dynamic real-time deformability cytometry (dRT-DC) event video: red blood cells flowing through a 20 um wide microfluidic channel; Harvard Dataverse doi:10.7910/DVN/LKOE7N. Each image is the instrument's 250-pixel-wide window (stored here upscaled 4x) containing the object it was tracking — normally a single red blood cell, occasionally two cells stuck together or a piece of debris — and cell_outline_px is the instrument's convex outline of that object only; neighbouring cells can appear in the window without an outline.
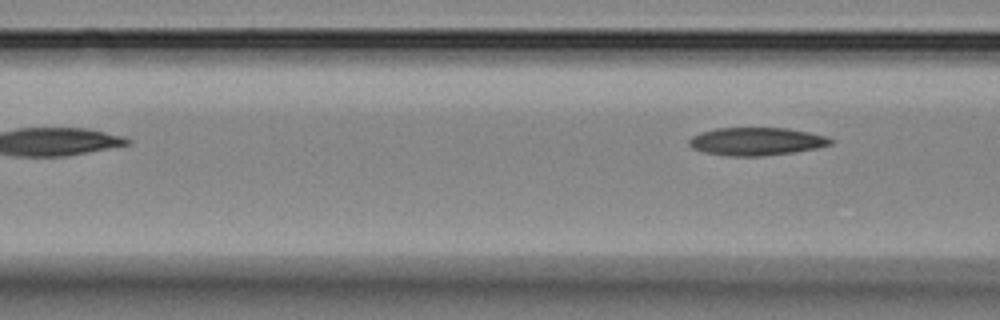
{"species": "Egyptian fruit bat (a non-hibernating species)", "species_latin": "Rousettus aegyptiacus", "temperature_condition": "room temperature", "stored_images_in_passage": 7, "camera_frame_rate_fps": 3000, "um_per_image_px": 0.085, "animal": {"sex": "female"}, "frame": {"image": 1, "passage_image": 7, "time_ms": 8.0, "image_size_px": [1000, 320], "cell_outline_px": [[836, 140], [832, 144], [816, 148], [792, 152], [760, 156], [728, 156], [704, 152], [692, 148], [688, 144], [688, 140], [692, 136], [700, 132], [716, 128], [788, 128], [828, 136]], "centroid_in_image_um": [64.3, 12.01], "position_along_channel_um": 102.3, "area_um2": 23.12}}